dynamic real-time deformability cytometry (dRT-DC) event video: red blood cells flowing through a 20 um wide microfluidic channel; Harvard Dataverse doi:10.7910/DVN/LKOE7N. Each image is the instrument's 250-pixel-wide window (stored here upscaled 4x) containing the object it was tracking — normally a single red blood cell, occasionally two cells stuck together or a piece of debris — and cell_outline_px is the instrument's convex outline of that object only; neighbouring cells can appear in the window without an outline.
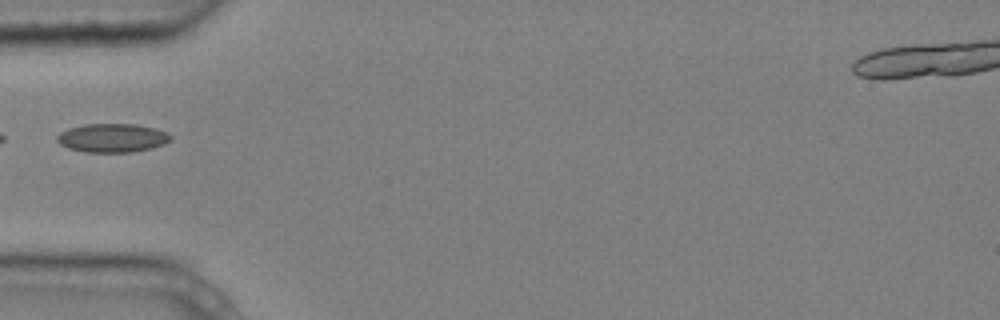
{"species": "common noctule bat (a hibernating species)", "species_latin": "Nyctalus noctula", "temperature_condition": "cold", "stored_images_in_passage": 2, "camera_frame_rate_fps": 3000, "um_per_image_px": 0.085, "animal": {"sex": "male", "body_mass_g": 20.4}, "frame": {"image": 1, "passage_image": 1, "time_ms": 0.0, "image_size_px": [1000, 320], "cell_outline_px": [[172, 140], [164, 144], [152, 148], [132, 152], [84, 152], [68, 148], [60, 144], [56, 140], [56, 136], [60, 132], [68, 128], [84, 124], [136, 124], [156, 128], [168, 132], [172, 136]], "centroid_in_image_um": [9.56, 11.72], "position_along_channel_um": 75.4, "area_um2": 19.25}}
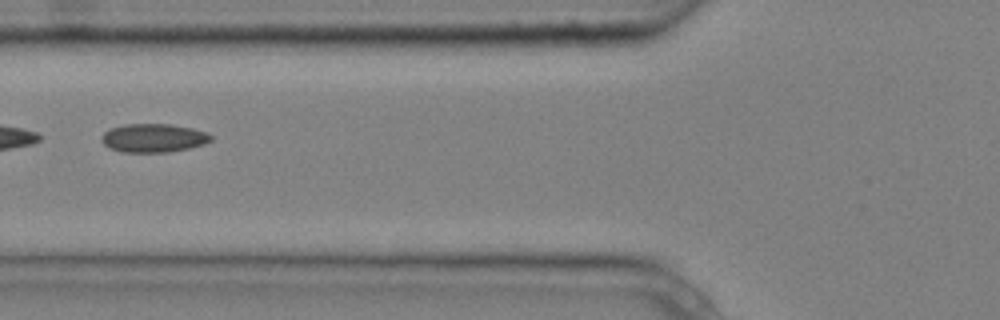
{"frame": {"image": 2, "passage_image": 2, "time_ms": 0.333, "image_size_px": [1000, 320], "cell_outline_px": [[212, 140], [204, 144], [188, 148], [168, 152], [120, 152], [108, 148], [100, 140], [100, 136], [104, 132], [112, 128], [124, 124], [168, 124], [192, 128], [208, 132], [212, 136]], "centroid_in_image_um": [13.02, 11.73], "position_along_channel_um": 112.8, "area_um2": 18.32}}